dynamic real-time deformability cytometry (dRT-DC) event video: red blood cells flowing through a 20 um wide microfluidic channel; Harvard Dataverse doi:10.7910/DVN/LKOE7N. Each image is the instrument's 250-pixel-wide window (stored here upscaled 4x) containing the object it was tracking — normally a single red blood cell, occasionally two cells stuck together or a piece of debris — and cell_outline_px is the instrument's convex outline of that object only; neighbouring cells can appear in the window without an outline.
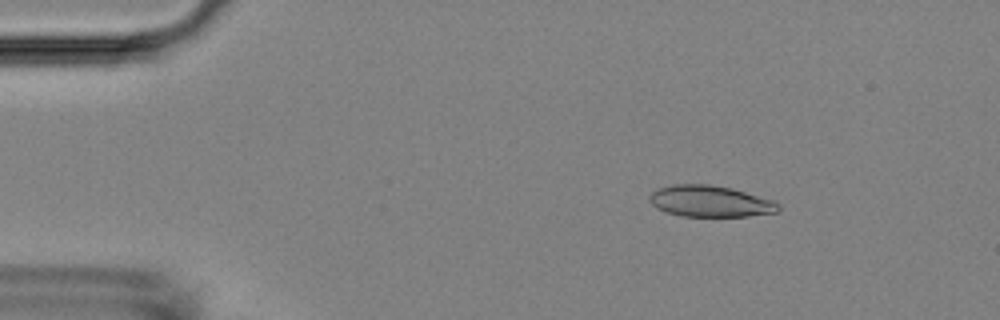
{"species": "Egyptian fruit bat (a non-hibernating species)", "species_latin": "Rousettus aegyptiacus", "temperature_condition": "room temperature", "stored_images_in_passage": 3, "camera_frame_rate_fps": 3000, "um_per_image_px": 0.085, "animal": {"sex": "female"}, "frame": {"image": 1, "passage_image": 1, "time_ms": 0.0, "image_size_px": [1000, 320], "cell_outline_px": [[780, 208], [776, 212], [748, 216], [680, 216], [656, 208], [648, 200], [648, 196], [656, 188], [672, 184], [708, 184], [732, 188], [772, 200], [780, 204]], "centroid_in_image_um": [60.32, 17.1], "position_along_channel_um": 24.7, "area_um2": 23.58}}